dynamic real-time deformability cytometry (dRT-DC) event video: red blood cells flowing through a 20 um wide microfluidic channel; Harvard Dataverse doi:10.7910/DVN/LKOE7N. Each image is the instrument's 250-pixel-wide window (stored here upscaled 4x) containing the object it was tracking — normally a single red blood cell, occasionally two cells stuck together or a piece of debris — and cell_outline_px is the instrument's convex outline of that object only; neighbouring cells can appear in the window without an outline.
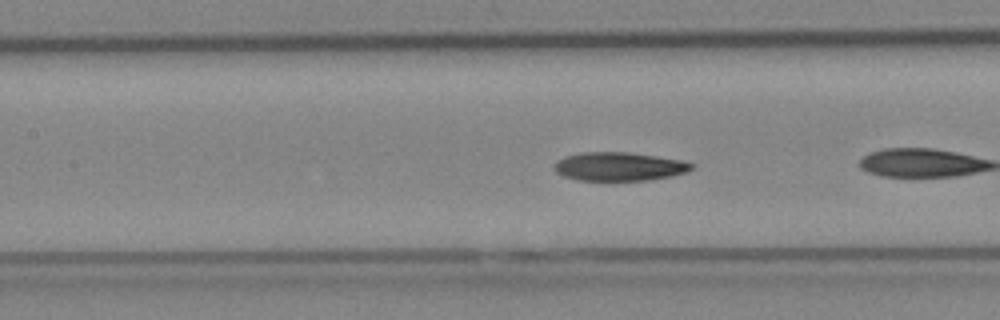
{"species": "Egyptian fruit bat (a non-hibernating species)", "species_latin": "Rousettus aegyptiacus", "temperature_condition": "cold", "stored_images_in_passage": 8, "camera_frame_rate_fps": 3000, "um_per_image_px": 0.085, "animal": {"sex": "female"}, "frame": {"image": 1, "passage_image": 6, "time_ms": 1.667, "image_size_px": [1000, 320], "cell_outline_px": [[696, 168], [672, 176], [648, 180], [576, 180], [564, 176], [556, 172], [552, 168], [556, 160], [564, 156], [584, 152], [628, 152], [684, 160], [696, 164]], "centroid_in_image_um": [52.64, 14.15], "position_along_channel_um": 154.8, "area_um2": 23.12}}